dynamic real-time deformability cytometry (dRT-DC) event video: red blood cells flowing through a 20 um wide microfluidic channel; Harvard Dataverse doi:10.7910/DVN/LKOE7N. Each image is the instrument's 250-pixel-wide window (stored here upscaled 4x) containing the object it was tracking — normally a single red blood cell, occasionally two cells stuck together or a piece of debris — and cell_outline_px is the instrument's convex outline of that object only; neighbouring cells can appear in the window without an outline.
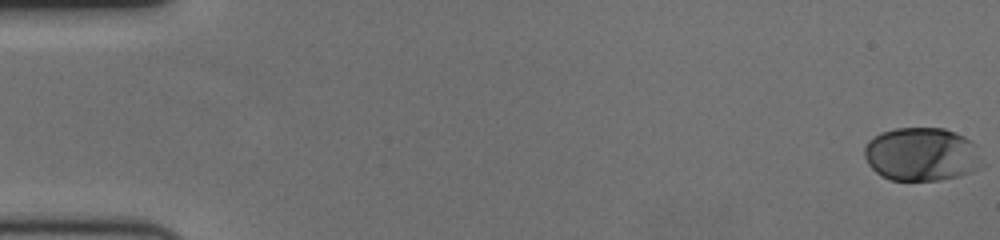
{"species": "human", "species_latin": "Homo sapiens", "temperature_condition": "cold", "stored_images_in_passage": 61, "camera_frame_rate_fps": 3000, "um_per_image_px": 0.085, "donor": {"sex": "female"}, "frame": {"image": 1, "passage_image": 1, "time_ms": 0.0, "image_size_px": [1000, 240], "cell_outline_px": [[964, 140], [952, 176], [932, 180], [892, 180], [876, 172], [872, 168], [864, 152], [864, 148], [876, 136], [884, 132], [900, 128], [940, 128], [952, 132], [960, 136]], "centroid_in_image_um": [77.75, 13.06], "position_along_channel_um": 7.2, "area_um2": 30.87}}
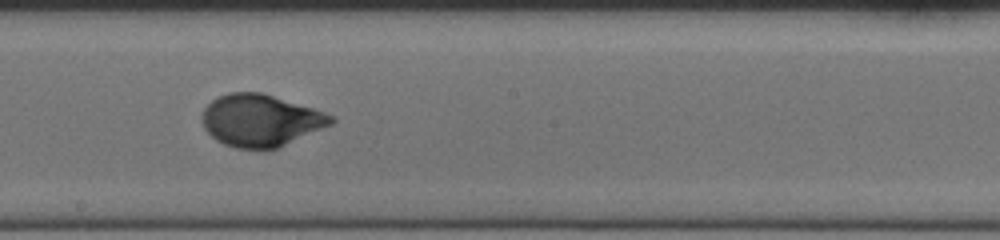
{"frame": {"image": 2, "passage_image": 35, "time_ms": 11.333, "image_size_px": [1000, 240], "cell_outline_px": [[332, 120], [328, 124], [276, 148], [240, 148], [228, 144], [212, 136], [208, 132], [204, 124], [204, 112], [208, 104], [212, 100], [220, 96], [232, 92], [260, 92], [332, 116]], "centroid_in_image_um": [22.08, 10.22], "position_along_channel_um": 226.1, "area_um2": 36.93}}
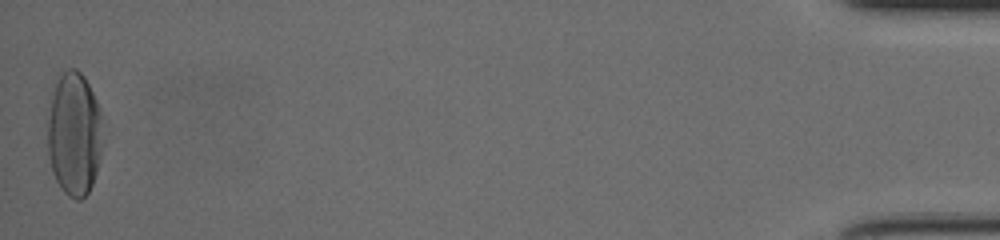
{"frame": {"image": 3, "passage_image": 61, "time_ms": 20.0, "image_size_px": [1000, 240], "cell_outline_px": [[96, 168], [92, 184], [88, 192], [80, 200], [76, 200], [64, 192], [56, 180], [52, 168], [48, 152], [48, 124], [52, 100], [56, 84], [60, 76], [64, 72], [72, 68], [76, 68], [84, 76], [92, 92], [96, 104]], "centroid_in_image_um": [6.21, 11.41], "position_along_channel_um": 429.0, "area_um2": 36.82}, "authors_computed_cell_mechanics": {"area_um2": 34.9979, "velocity_mm_per_s": 3.4352, "shape_relaxation_time_tau1_ms": 4.1572, "shape_relaxation_time_tau2_ms": null, "deformation_change_tau1": 0.1751, "deformation_change_tau2": null}}